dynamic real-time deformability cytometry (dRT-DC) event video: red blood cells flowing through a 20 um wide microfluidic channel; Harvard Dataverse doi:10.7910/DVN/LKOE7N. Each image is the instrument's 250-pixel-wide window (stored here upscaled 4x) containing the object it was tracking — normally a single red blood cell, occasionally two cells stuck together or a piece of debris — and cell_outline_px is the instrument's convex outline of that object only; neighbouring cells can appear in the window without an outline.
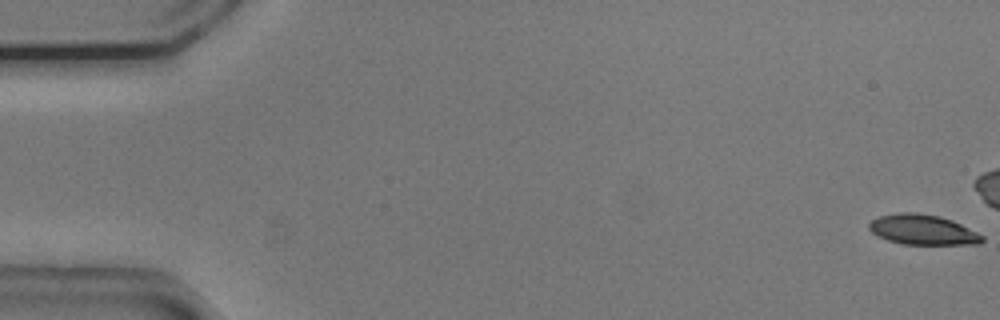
{"species": "common noctule bat (a hibernating species)", "species_latin": "Nyctalus noctula", "temperature_condition": "cold", "stored_images_in_passage": 16, "camera_frame_rate_fps": 3000, "um_per_image_px": 0.085, "animal": {"sex": "male", "body_mass_g": 20.5, "forearm_length_mm": 52.5}, "frame": {"image": 1, "passage_image": 1, "time_ms": 0.0, "image_size_px": [1000, 320], "cell_outline_px": [[984, 240], [980, 244], [904, 244], [888, 240], [876, 236], [868, 228], [868, 224], [872, 220], [880, 216], [900, 212], [916, 212], [940, 216], [952, 220], [984, 236]], "centroid_in_image_um": [78.42, 19.52], "position_along_channel_um": 6.6, "area_um2": 19.83}}